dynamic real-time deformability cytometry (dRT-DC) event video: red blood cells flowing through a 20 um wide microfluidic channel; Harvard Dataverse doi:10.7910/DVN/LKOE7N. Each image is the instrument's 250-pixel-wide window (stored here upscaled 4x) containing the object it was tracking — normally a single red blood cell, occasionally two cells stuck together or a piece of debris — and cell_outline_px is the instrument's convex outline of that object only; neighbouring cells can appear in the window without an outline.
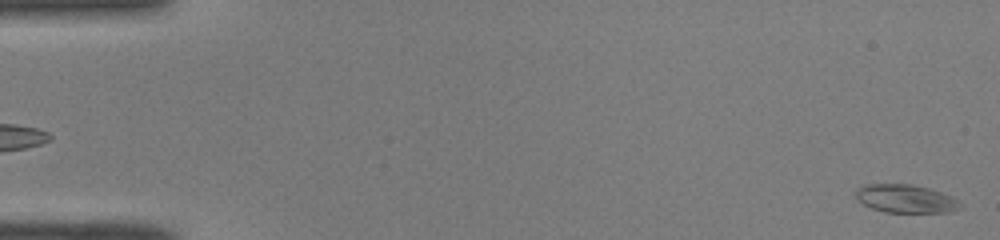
{"species": "common noctule bat (a hibernating species)", "species_latin": "Nyctalus noctula", "temperature_condition": "room temperature", "stored_images_in_passage": 50, "camera_frame_rate_fps": 3000, "um_per_image_px": 0.085, "animal": {"sex": "male", "body_mass_g": 19.0, "forearm_length_mm": 50.8}, "frame": {"image": 1, "passage_image": 1, "time_ms": 0.0, "image_size_px": [1000, 240], "cell_outline_px": [[956, 208], [948, 212], [884, 212], [872, 208], [864, 204], [856, 196], [856, 188], [864, 184], [912, 184], [928, 188], [952, 196], [956, 200]], "centroid_in_image_um": [76.9, 16.87], "position_along_channel_um": 8.1, "area_um2": 16.76}}
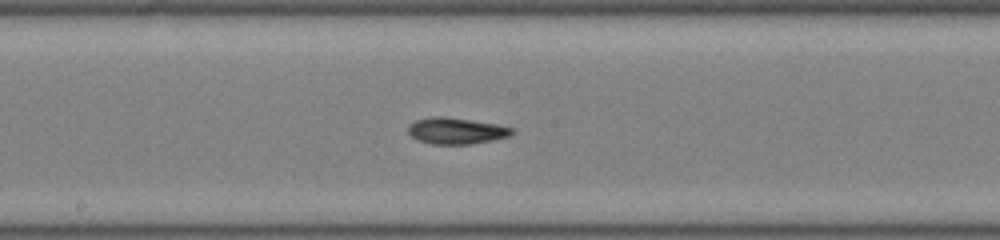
{"frame": {"image": 2, "passage_image": 27, "time_ms": 8.667, "image_size_px": [1000, 240], "cell_outline_px": [[512, 132], [508, 136], [492, 140], [468, 144], [432, 144], [416, 140], [408, 132], [408, 124], [416, 120], [432, 116], [444, 116], [496, 124], [512, 128]], "centroid_in_image_um": [38.7, 11.12], "position_along_channel_um": 209.5, "area_um2": 15.78}}
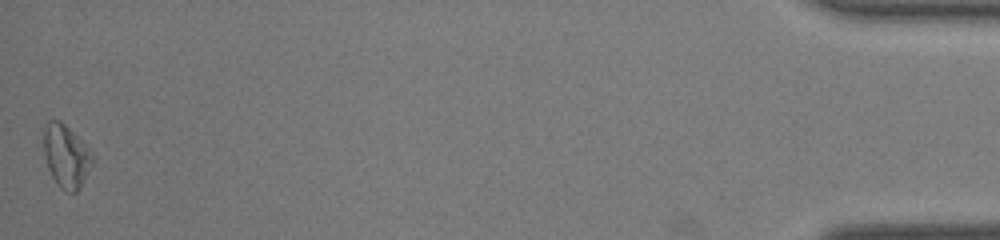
{"frame": {"image": 3, "passage_image": 50, "time_ms": 16.333, "image_size_px": [1000, 240], "cell_outline_px": [[92, 164], [80, 188], [76, 192], [64, 192], [56, 184], [48, 168], [44, 156], [44, 128], [48, 120], [60, 120], [92, 152]], "centroid_in_image_um": [5.6, 13.3], "position_along_channel_um": 429.6, "area_um2": 17.69}, "authors_computed_cell_mechanics": {"area_um2": 15.7794, "velocity_mm_per_s": 4.0713, "shape_relaxation_time_tau1_ms": 6.8739, "shape_relaxation_time_tau2_ms": 4.0407, "deformation_change_tau1": 0.193, "deformation_change_tau2": 0.1225}}